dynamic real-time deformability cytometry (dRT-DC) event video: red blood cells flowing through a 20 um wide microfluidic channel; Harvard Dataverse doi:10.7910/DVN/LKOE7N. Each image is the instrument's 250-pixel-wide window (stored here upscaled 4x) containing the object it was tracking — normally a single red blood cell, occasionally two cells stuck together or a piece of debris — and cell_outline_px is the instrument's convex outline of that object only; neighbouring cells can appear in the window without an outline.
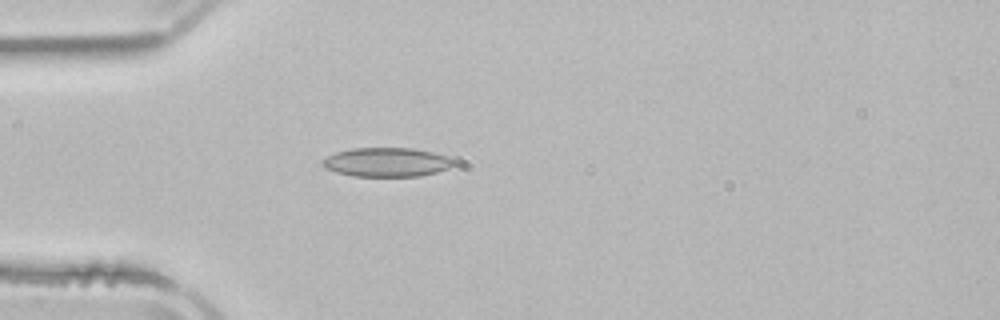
{"species": "common noctule bat (a hibernating species)", "species_latin": "Nyctalus noctula", "temperature_condition": "room temperature", "stored_images_in_passage": 4, "camera_frame_rate_fps": 3000, "um_per_image_px": 0.085, "animal": {"sex": "male", "body_mass_g": 21.5, "forearm_length_mm": 52.0}, "frame": {"image": 1, "passage_image": 4, "time_ms": 4.0, "image_size_px": [1000, 320], "cell_outline_px": [[456, 164], [448, 168], [436, 172], [420, 176], [352, 176], [336, 172], [320, 164], [320, 160], [336, 152], [352, 148], [412, 148], [432, 152], [448, 156], [456, 160]], "centroid_in_image_um": [32.88, 13.78], "position_along_channel_um": 52.1, "area_um2": 22.31}}